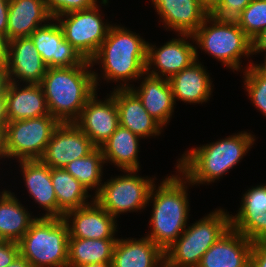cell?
Wrapping results in <instances>:
<instances>
[{
	"label": "cell",
	"instance_id": "cell-1",
	"mask_svg": "<svg viewBox=\"0 0 266 267\" xmlns=\"http://www.w3.org/2000/svg\"><path fill=\"white\" fill-rule=\"evenodd\" d=\"M91 66L87 60L83 65L47 68L40 86L50 115L60 123L74 122L96 92L99 78L88 70Z\"/></svg>",
	"mask_w": 266,
	"mask_h": 267
},
{
	"label": "cell",
	"instance_id": "cell-2",
	"mask_svg": "<svg viewBox=\"0 0 266 267\" xmlns=\"http://www.w3.org/2000/svg\"><path fill=\"white\" fill-rule=\"evenodd\" d=\"M254 141V135L244 131L192 148L178 160L176 168L188 179V185L209 184L239 163Z\"/></svg>",
	"mask_w": 266,
	"mask_h": 267
},
{
	"label": "cell",
	"instance_id": "cell-3",
	"mask_svg": "<svg viewBox=\"0 0 266 267\" xmlns=\"http://www.w3.org/2000/svg\"><path fill=\"white\" fill-rule=\"evenodd\" d=\"M152 186L149 202L153 200L150 218L151 232L146 237L151 239L163 251L170 247L186 229L189 202L187 193L188 179L180 171ZM181 175V176H179ZM182 177V178H181ZM185 177V178H184ZM156 190V191H155Z\"/></svg>",
	"mask_w": 266,
	"mask_h": 267
},
{
	"label": "cell",
	"instance_id": "cell-4",
	"mask_svg": "<svg viewBox=\"0 0 266 267\" xmlns=\"http://www.w3.org/2000/svg\"><path fill=\"white\" fill-rule=\"evenodd\" d=\"M147 43L139 34L119 25H111L106 39L96 54L90 59L100 63L104 70L103 78L118 82L140 79L146 72ZM100 60V61H99Z\"/></svg>",
	"mask_w": 266,
	"mask_h": 267
},
{
	"label": "cell",
	"instance_id": "cell-5",
	"mask_svg": "<svg viewBox=\"0 0 266 267\" xmlns=\"http://www.w3.org/2000/svg\"><path fill=\"white\" fill-rule=\"evenodd\" d=\"M69 232L63 218L37 217L18 242L32 267H67Z\"/></svg>",
	"mask_w": 266,
	"mask_h": 267
},
{
	"label": "cell",
	"instance_id": "cell-6",
	"mask_svg": "<svg viewBox=\"0 0 266 267\" xmlns=\"http://www.w3.org/2000/svg\"><path fill=\"white\" fill-rule=\"evenodd\" d=\"M228 213L222 209L188 226L165 251L167 267H198L204 253L231 228Z\"/></svg>",
	"mask_w": 266,
	"mask_h": 267
},
{
	"label": "cell",
	"instance_id": "cell-7",
	"mask_svg": "<svg viewBox=\"0 0 266 267\" xmlns=\"http://www.w3.org/2000/svg\"><path fill=\"white\" fill-rule=\"evenodd\" d=\"M208 23L212 26L208 27ZM192 36L200 49L233 71L241 68V56L253 54V41L236 21L221 20L209 14Z\"/></svg>",
	"mask_w": 266,
	"mask_h": 267
},
{
	"label": "cell",
	"instance_id": "cell-8",
	"mask_svg": "<svg viewBox=\"0 0 266 267\" xmlns=\"http://www.w3.org/2000/svg\"><path fill=\"white\" fill-rule=\"evenodd\" d=\"M125 172L129 174L104 182L94 196V200L114 218L121 213L144 209L149 204L150 191L154 185V178L139 177L138 170Z\"/></svg>",
	"mask_w": 266,
	"mask_h": 267
},
{
	"label": "cell",
	"instance_id": "cell-9",
	"mask_svg": "<svg viewBox=\"0 0 266 267\" xmlns=\"http://www.w3.org/2000/svg\"><path fill=\"white\" fill-rule=\"evenodd\" d=\"M60 122L52 115L8 122L5 150L8 158L39 159Z\"/></svg>",
	"mask_w": 266,
	"mask_h": 267
},
{
	"label": "cell",
	"instance_id": "cell-10",
	"mask_svg": "<svg viewBox=\"0 0 266 267\" xmlns=\"http://www.w3.org/2000/svg\"><path fill=\"white\" fill-rule=\"evenodd\" d=\"M98 7L96 4L89 9L68 12L54 19L62 28L64 38L86 60L96 54L111 26L104 24Z\"/></svg>",
	"mask_w": 266,
	"mask_h": 267
},
{
	"label": "cell",
	"instance_id": "cell-11",
	"mask_svg": "<svg viewBox=\"0 0 266 267\" xmlns=\"http://www.w3.org/2000/svg\"><path fill=\"white\" fill-rule=\"evenodd\" d=\"M96 148L74 122L60 123L39 160L50 168H64L68 163L89 155Z\"/></svg>",
	"mask_w": 266,
	"mask_h": 267
},
{
	"label": "cell",
	"instance_id": "cell-12",
	"mask_svg": "<svg viewBox=\"0 0 266 267\" xmlns=\"http://www.w3.org/2000/svg\"><path fill=\"white\" fill-rule=\"evenodd\" d=\"M178 36L181 38H173L160 48L147 43L146 73L169 80L175 74L189 67L194 61H198L196 46L194 47L192 43L186 41L188 37L192 38L193 36ZM152 65L155 68L153 67L154 70L150 71ZM156 67L159 71L156 70Z\"/></svg>",
	"mask_w": 266,
	"mask_h": 267
},
{
	"label": "cell",
	"instance_id": "cell-13",
	"mask_svg": "<svg viewBox=\"0 0 266 267\" xmlns=\"http://www.w3.org/2000/svg\"><path fill=\"white\" fill-rule=\"evenodd\" d=\"M96 93L87 100L74 123L100 148L119 126V112L112 94L103 102Z\"/></svg>",
	"mask_w": 266,
	"mask_h": 267
},
{
	"label": "cell",
	"instance_id": "cell-14",
	"mask_svg": "<svg viewBox=\"0 0 266 267\" xmlns=\"http://www.w3.org/2000/svg\"><path fill=\"white\" fill-rule=\"evenodd\" d=\"M30 37L47 68L78 66L87 61L64 38L58 22H47L46 25L37 28Z\"/></svg>",
	"mask_w": 266,
	"mask_h": 267
},
{
	"label": "cell",
	"instance_id": "cell-15",
	"mask_svg": "<svg viewBox=\"0 0 266 267\" xmlns=\"http://www.w3.org/2000/svg\"><path fill=\"white\" fill-rule=\"evenodd\" d=\"M63 220L67 224L69 238L117 239L114 237L117 220L95 200L85 207L68 211Z\"/></svg>",
	"mask_w": 266,
	"mask_h": 267
},
{
	"label": "cell",
	"instance_id": "cell-16",
	"mask_svg": "<svg viewBox=\"0 0 266 267\" xmlns=\"http://www.w3.org/2000/svg\"><path fill=\"white\" fill-rule=\"evenodd\" d=\"M6 69L9 83H17L18 78L26 84H40L46 74L47 65L31 37H21L9 41Z\"/></svg>",
	"mask_w": 266,
	"mask_h": 267
},
{
	"label": "cell",
	"instance_id": "cell-17",
	"mask_svg": "<svg viewBox=\"0 0 266 267\" xmlns=\"http://www.w3.org/2000/svg\"><path fill=\"white\" fill-rule=\"evenodd\" d=\"M241 207L230 216L231 228L251 242L266 241V183L246 191Z\"/></svg>",
	"mask_w": 266,
	"mask_h": 267
},
{
	"label": "cell",
	"instance_id": "cell-18",
	"mask_svg": "<svg viewBox=\"0 0 266 267\" xmlns=\"http://www.w3.org/2000/svg\"><path fill=\"white\" fill-rule=\"evenodd\" d=\"M252 244L230 228L204 253L198 267H250Z\"/></svg>",
	"mask_w": 266,
	"mask_h": 267
},
{
	"label": "cell",
	"instance_id": "cell-19",
	"mask_svg": "<svg viewBox=\"0 0 266 267\" xmlns=\"http://www.w3.org/2000/svg\"><path fill=\"white\" fill-rule=\"evenodd\" d=\"M145 77L139 89L131 87L129 84H122L117 88H130L142 101L143 107L150 116L162 127L168 124L174 111V98L172 88L168 79L144 73ZM147 75V76H146ZM129 85V86H128Z\"/></svg>",
	"mask_w": 266,
	"mask_h": 267
},
{
	"label": "cell",
	"instance_id": "cell-20",
	"mask_svg": "<svg viewBox=\"0 0 266 267\" xmlns=\"http://www.w3.org/2000/svg\"><path fill=\"white\" fill-rule=\"evenodd\" d=\"M111 93L119 112V125L142 138L158 136L163 127L143 107L130 88H116Z\"/></svg>",
	"mask_w": 266,
	"mask_h": 267
},
{
	"label": "cell",
	"instance_id": "cell-21",
	"mask_svg": "<svg viewBox=\"0 0 266 267\" xmlns=\"http://www.w3.org/2000/svg\"><path fill=\"white\" fill-rule=\"evenodd\" d=\"M165 26L180 35H193L209 13L200 0H151Z\"/></svg>",
	"mask_w": 266,
	"mask_h": 267
},
{
	"label": "cell",
	"instance_id": "cell-22",
	"mask_svg": "<svg viewBox=\"0 0 266 267\" xmlns=\"http://www.w3.org/2000/svg\"><path fill=\"white\" fill-rule=\"evenodd\" d=\"M9 83L6 90V114L8 122L50 115L40 84Z\"/></svg>",
	"mask_w": 266,
	"mask_h": 267
},
{
	"label": "cell",
	"instance_id": "cell-23",
	"mask_svg": "<svg viewBox=\"0 0 266 267\" xmlns=\"http://www.w3.org/2000/svg\"><path fill=\"white\" fill-rule=\"evenodd\" d=\"M164 264V251L148 237L139 240L117 238L112 267H162Z\"/></svg>",
	"mask_w": 266,
	"mask_h": 267
},
{
	"label": "cell",
	"instance_id": "cell-24",
	"mask_svg": "<svg viewBox=\"0 0 266 267\" xmlns=\"http://www.w3.org/2000/svg\"><path fill=\"white\" fill-rule=\"evenodd\" d=\"M49 20L54 22L44 0H9L7 38L30 37Z\"/></svg>",
	"mask_w": 266,
	"mask_h": 267
},
{
	"label": "cell",
	"instance_id": "cell-25",
	"mask_svg": "<svg viewBox=\"0 0 266 267\" xmlns=\"http://www.w3.org/2000/svg\"><path fill=\"white\" fill-rule=\"evenodd\" d=\"M19 162L29 194L47 211L42 217L57 218V199L51 181V168L39 159Z\"/></svg>",
	"mask_w": 266,
	"mask_h": 267
},
{
	"label": "cell",
	"instance_id": "cell-26",
	"mask_svg": "<svg viewBox=\"0 0 266 267\" xmlns=\"http://www.w3.org/2000/svg\"><path fill=\"white\" fill-rule=\"evenodd\" d=\"M174 102L176 99L188 103L207 102L212 93V81L204 66L194 61L169 79Z\"/></svg>",
	"mask_w": 266,
	"mask_h": 267
},
{
	"label": "cell",
	"instance_id": "cell-27",
	"mask_svg": "<svg viewBox=\"0 0 266 267\" xmlns=\"http://www.w3.org/2000/svg\"><path fill=\"white\" fill-rule=\"evenodd\" d=\"M140 138L119 125L100 147L105 162L110 161L123 171L139 170L138 146Z\"/></svg>",
	"mask_w": 266,
	"mask_h": 267
},
{
	"label": "cell",
	"instance_id": "cell-28",
	"mask_svg": "<svg viewBox=\"0 0 266 267\" xmlns=\"http://www.w3.org/2000/svg\"><path fill=\"white\" fill-rule=\"evenodd\" d=\"M10 191L4 190L0 195V240L19 242L37 219L18 202Z\"/></svg>",
	"mask_w": 266,
	"mask_h": 267
},
{
	"label": "cell",
	"instance_id": "cell-29",
	"mask_svg": "<svg viewBox=\"0 0 266 267\" xmlns=\"http://www.w3.org/2000/svg\"><path fill=\"white\" fill-rule=\"evenodd\" d=\"M51 181L57 199V218H63L68 211L85 207L94 201V197L91 202L86 200L91 197L88 189L64 168H51Z\"/></svg>",
	"mask_w": 266,
	"mask_h": 267
},
{
	"label": "cell",
	"instance_id": "cell-30",
	"mask_svg": "<svg viewBox=\"0 0 266 267\" xmlns=\"http://www.w3.org/2000/svg\"><path fill=\"white\" fill-rule=\"evenodd\" d=\"M117 239L69 238L67 267L93 263H112Z\"/></svg>",
	"mask_w": 266,
	"mask_h": 267
},
{
	"label": "cell",
	"instance_id": "cell-31",
	"mask_svg": "<svg viewBox=\"0 0 266 267\" xmlns=\"http://www.w3.org/2000/svg\"><path fill=\"white\" fill-rule=\"evenodd\" d=\"M105 159L100 148H96L92 153L82 158H78L68 163L64 169L76 178L88 190L96 188L95 195L102 186L103 164Z\"/></svg>",
	"mask_w": 266,
	"mask_h": 267
},
{
	"label": "cell",
	"instance_id": "cell-32",
	"mask_svg": "<svg viewBox=\"0 0 266 267\" xmlns=\"http://www.w3.org/2000/svg\"><path fill=\"white\" fill-rule=\"evenodd\" d=\"M236 22L253 41L266 28V0H252Z\"/></svg>",
	"mask_w": 266,
	"mask_h": 267
},
{
	"label": "cell",
	"instance_id": "cell-33",
	"mask_svg": "<svg viewBox=\"0 0 266 267\" xmlns=\"http://www.w3.org/2000/svg\"><path fill=\"white\" fill-rule=\"evenodd\" d=\"M244 84L250 100L266 116V74L254 63L245 69Z\"/></svg>",
	"mask_w": 266,
	"mask_h": 267
},
{
	"label": "cell",
	"instance_id": "cell-34",
	"mask_svg": "<svg viewBox=\"0 0 266 267\" xmlns=\"http://www.w3.org/2000/svg\"><path fill=\"white\" fill-rule=\"evenodd\" d=\"M46 8L53 19L62 14L89 9L97 4V0H44Z\"/></svg>",
	"mask_w": 266,
	"mask_h": 267
},
{
	"label": "cell",
	"instance_id": "cell-35",
	"mask_svg": "<svg viewBox=\"0 0 266 267\" xmlns=\"http://www.w3.org/2000/svg\"><path fill=\"white\" fill-rule=\"evenodd\" d=\"M251 1L252 0H222L211 15L221 20L236 21Z\"/></svg>",
	"mask_w": 266,
	"mask_h": 267
},
{
	"label": "cell",
	"instance_id": "cell-36",
	"mask_svg": "<svg viewBox=\"0 0 266 267\" xmlns=\"http://www.w3.org/2000/svg\"><path fill=\"white\" fill-rule=\"evenodd\" d=\"M19 254L17 242L0 240V267L11 264Z\"/></svg>",
	"mask_w": 266,
	"mask_h": 267
},
{
	"label": "cell",
	"instance_id": "cell-37",
	"mask_svg": "<svg viewBox=\"0 0 266 267\" xmlns=\"http://www.w3.org/2000/svg\"><path fill=\"white\" fill-rule=\"evenodd\" d=\"M250 267H266V241L253 242Z\"/></svg>",
	"mask_w": 266,
	"mask_h": 267
},
{
	"label": "cell",
	"instance_id": "cell-38",
	"mask_svg": "<svg viewBox=\"0 0 266 267\" xmlns=\"http://www.w3.org/2000/svg\"><path fill=\"white\" fill-rule=\"evenodd\" d=\"M9 0H0V34L7 37Z\"/></svg>",
	"mask_w": 266,
	"mask_h": 267
},
{
	"label": "cell",
	"instance_id": "cell-39",
	"mask_svg": "<svg viewBox=\"0 0 266 267\" xmlns=\"http://www.w3.org/2000/svg\"><path fill=\"white\" fill-rule=\"evenodd\" d=\"M261 52L266 54V28L253 40V55Z\"/></svg>",
	"mask_w": 266,
	"mask_h": 267
},
{
	"label": "cell",
	"instance_id": "cell-40",
	"mask_svg": "<svg viewBox=\"0 0 266 267\" xmlns=\"http://www.w3.org/2000/svg\"><path fill=\"white\" fill-rule=\"evenodd\" d=\"M9 40L0 34V65L6 66L8 59Z\"/></svg>",
	"mask_w": 266,
	"mask_h": 267
},
{
	"label": "cell",
	"instance_id": "cell-41",
	"mask_svg": "<svg viewBox=\"0 0 266 267\" xmlns=\"http://www.w3.org/2000/svg\"><path fill=\"white\" fill-rule=\"evenodd\" d=\"M9 85V76L6 66L0 65V97H6V90Z\"/></svg>",
	"mask_w": 266,
	"mask_h": 267
},
{
	"label": "cell",
	"instance_id": "cell-42",
	"mask_svg": "<svg viewBox=\"0 0 266 267\" xmlns=\"http://www.w3.org/2000/svg\"><path fill=\"white\" fill-rule=\"evenodd\" d=\"M7 123L6 98L0 97V128L5 129Z\"/></svg>",
	"mask_w": 266,
	"mask_h": 267
},
{
	"label": "cell",
	"instance_id": "cell-43",
	"mask_svg": "<svg viewBox=\"0 0 266 267\" xmlns=\"http://www.w3.org/2000/svg\"><path fill=\"white\" fill-rule=\"evenodd\" d=\"M222 0H200L201 6L211 14L221 3Z\"/></svg>",
	"mask_w": 266,
	"mask_h": 267
},
{
	"label": "cell",
	"instance_id": "cell-44",
	"mask_svg": "<svg viewBox=\"0 0 266 267\" xmlns=\"http://www.w3.org/2000/svg\"><path fill=\"white\" fill-rule=\"evenodd\" d=\"M6 267H32L30 263L25 260L20 254L15 258V260Z\"/></svg>",
	"mask_w": 266,
	"mask_h": 267
},
{
	"label": "cell",
	"instance_id": "cell-45",
	"mask_svg": "<svg viewBox=\"0 0 266 267\" xmlns=\"http://www.w3.org/2000/svg\"><path fill=\"white\" fill-rule=\"evenodd\" d=\"M8 158L5 150V129L0 128V159Z\"/></svg>",
	"mask_w": 266,
	"mask_h": 267
},
{
	"label": "cell",
	"instance_id": "cell-46",
	"mask_svg": "<svg viewBox=\"0 0 266 267\" xmlns=\"http://www.w3.org/2000/svg\"><path fill=\"white\" fill-rule=\"evenodd\" d=\"M79 267H112V263H93V264H86Z\"/></svg>",
	"mask_w": 266,
	"mask_h": 267
},
{
	"label": "cell",
	"instance_id": "cell-47",
	"mask_svg": "<svg viewBox=\"0 0 266 267\" xmlns=\"http://www.w3.org/2000/svg\"><path fill=\"white\" fill-rule=\"evenodd\" d=\"M256 66L263 72L266 74V54H265V60L263 64H256Z\"/></svg>",
	"mask_w": 266,
	"mask_h": 267
}]
</instances>
